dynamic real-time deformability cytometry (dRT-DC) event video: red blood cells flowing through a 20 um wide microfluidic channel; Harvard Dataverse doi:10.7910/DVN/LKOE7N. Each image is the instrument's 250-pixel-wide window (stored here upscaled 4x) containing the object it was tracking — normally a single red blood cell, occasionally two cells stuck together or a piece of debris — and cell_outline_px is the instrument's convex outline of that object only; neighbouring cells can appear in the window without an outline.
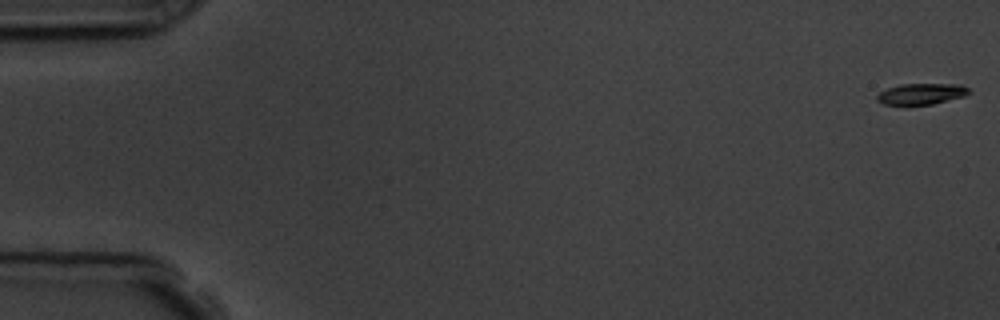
{"species": "common noctule bat (a hibernating species)", "species_latin": "Nyctalus noctula", "temperature_condition": "room temperature", "stored_images_in_passage": 15, "camera_frame_rate_fps": 3000, "um_per_image_px": 0.085, "animal": {"sex": "male", "body_mass_g": 19.5, "forearm_length_mm": 54.6}, "frame": {"image": 1, "passage_image": 1, "time_ms": 0.0, "image_size_px": [1000, 320], "cell_outline_px": [[972, 92], [964, 96], [932, 104], [884, 104], [876, 100], [876, 96], [880, 92], [888, 88], [900, 84], [960, 84], [968, 88]], "centroid_in_image_um": [78.33, 7.97], "position_along_channel_um": 6.7, "area_um2": 11.16}}